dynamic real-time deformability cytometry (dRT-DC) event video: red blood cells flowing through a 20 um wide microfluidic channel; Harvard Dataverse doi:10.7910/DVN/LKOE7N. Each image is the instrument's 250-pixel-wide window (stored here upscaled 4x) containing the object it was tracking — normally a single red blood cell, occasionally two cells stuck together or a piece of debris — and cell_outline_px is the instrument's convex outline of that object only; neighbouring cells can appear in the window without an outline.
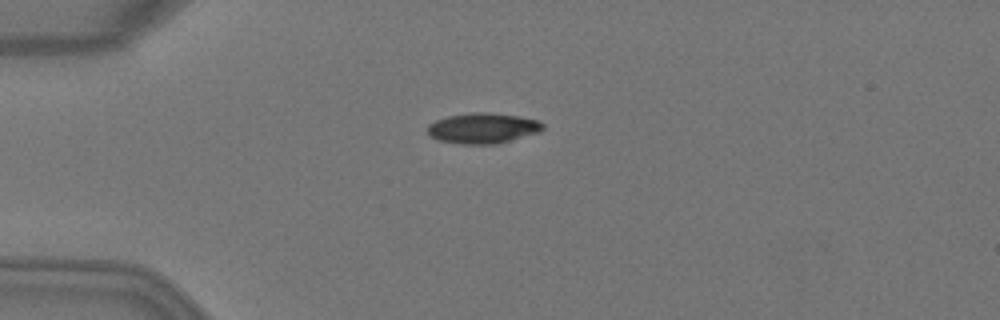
{"species": "Egyptian fruit bat (a non-hibernating species)", "species_latin": "Rousettus aegyptiacus", "temperature_condition": "warm", "stored_images_in_passage": 3, "camera_frame_rate_fps": 3000, "um_per_image_px": 0.085, "animal": {"sex": "female"}, "frame": {"image": 1, "passage_image": 1, "time_ms": 0.0, "image_size_px": [1000, 320], "cell_outline_px": [[544, 128], [540, 132], [496, 144], [460, 144], [440, 140], [428, 136], [428, 124], [436, 120], [448, 116], [468, 112], [488, 112], [516, 116], [540, 120], [544, 124]], "centroid_in_image_um": [41.04, 10.89], "position_along_channel_um": 44.0, "area_um2": 20.58}}
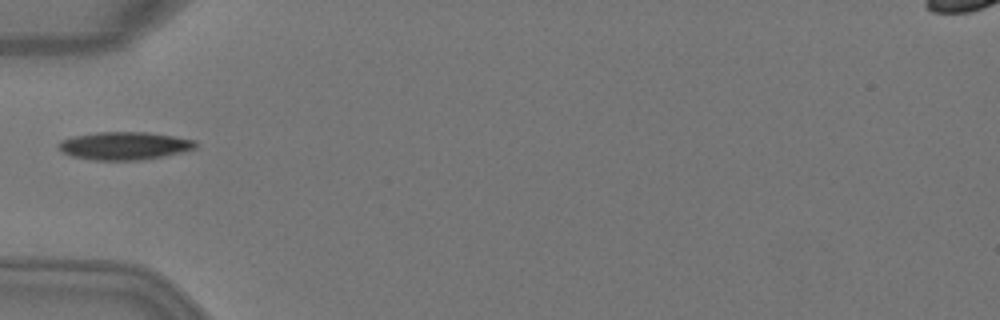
{"frame": {"image": 2, "passage_image": 2, "time_ms": 0.333, "image_size_px": [1000, 320], "cell_outline_px": [[196, 148], [184, 152], [164, 156], [140, 160], [92, 160], [72, 156], [64, 152], [56, 144], [60, 140], [76, 136], [96, 132], [148, 132], [196, 140]], "centroid_in_image_um": [10.59, 12.39], "position_along_channel_um": 74.4, "area_um2": 22.25}}
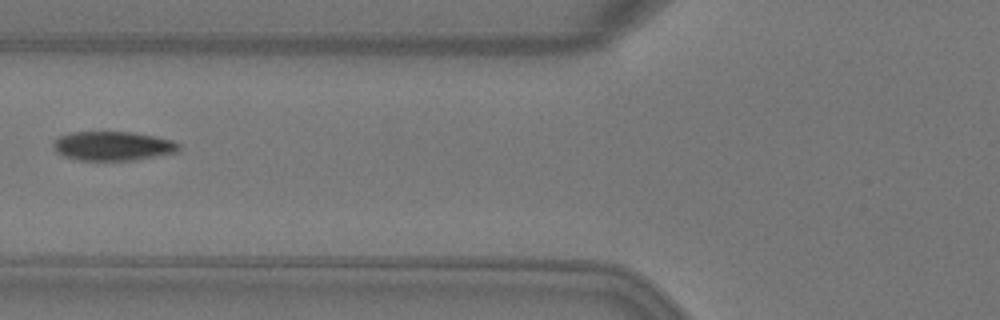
{"frame": {"image": 3, "passage_image": 3, "time_ms": 0.667, "image_size_px": [1000, 320], "cell_outline_px": [[180, 148], [176, 152], [136, 160], [76, 160], [64, 156], [56, 152], [52, 144], [60, 136], [72, 132], [132, 132], [156, 136], [172, 140], [180, 144]], "centroid_in_image_um": [9.6, 12.41], "position_along_channel_um": 116.2, "area_um2": 21.33}}